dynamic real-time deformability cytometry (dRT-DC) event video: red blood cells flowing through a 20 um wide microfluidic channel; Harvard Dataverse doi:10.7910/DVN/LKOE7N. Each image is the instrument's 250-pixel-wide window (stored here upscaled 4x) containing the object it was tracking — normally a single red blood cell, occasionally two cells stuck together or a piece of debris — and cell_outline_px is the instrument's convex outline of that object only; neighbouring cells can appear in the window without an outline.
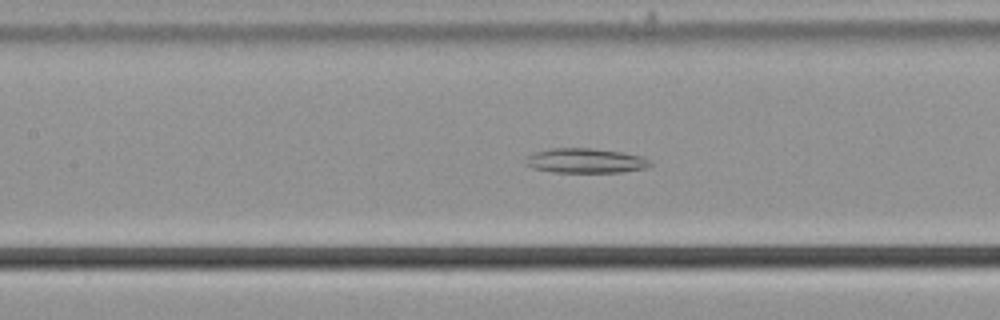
{"species": "common noctule bat (a hibernating species)", "species_latin": "Nyctalus noctula", "temperature_condition": "cold", "stored_images_in_passage": 49, "camera_frame_rate_fps": 3000, "um_per_image_px": 0.085, "animal": {"sex": "male", "body_mass_g": 21.5, "forearm_length_mm": 52.0}, "frame": {"image": 1, "passage_image": 19, "time_ms": 6.0, "image_size_px": [1000, 320], "cell_outline_px": [[652, 164], [644, 168], [620, 172], [552, 172], [532, 168], [524, 164], [524, 160], [528, 156], [536, 152], [552, 148], [592, 148], [620, 152], [644, 156]], "centroid_in_image_um": [49.73, 13.66], "position_along_channel_um": 157.7, "area_um2": 17.86}}
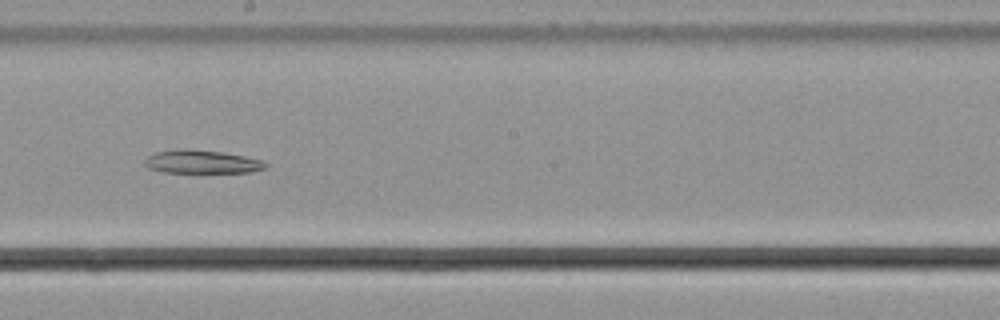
{"frame": {"image": 2, "passage_image": 25, "time_ms": 8.0, "image_size_px": [1000, 320], "cell_outline_px": [[268, 164], [264, 168], [252, 172], [164, 172], [148, 168], [144, 164], [144, 160], [148, 156], [156, 152], [184, 148], [224, 152], [244, 156], [260, 160]], "centroid_in_image_um": [17.13, 13.75], "position_along_channel_um": 231.1, "area_um2": 16.3}}
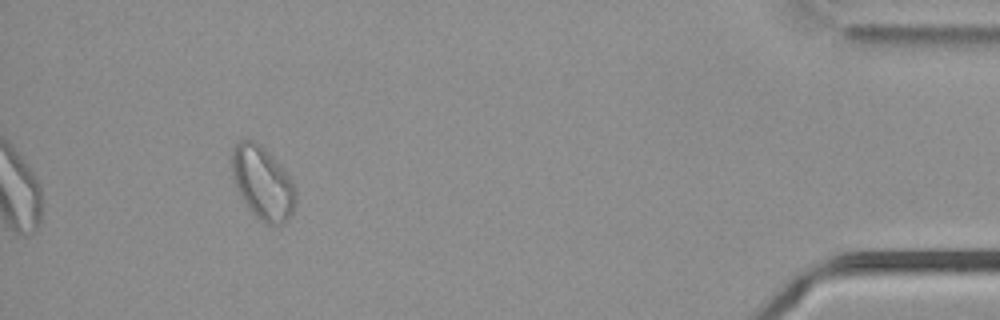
{"frame": {"image": 3, "passage_image": 45, "time_ms": 14.667, "image_size_px": [1000, 320], "cell_outline_px": [[296, 200], [292, 212], [288, 220], [276, 228], [260, 220], [252, 212], [240, 196], [232, 176], [232, 144], [240, 140], [256, 140], [284, 168], [292, 180], [296, 188]], "centroid_in_image_um": [22.33, 15.55], "position_along_channel_um": 412.9, "area_um2": 27.51}, "authors_computed_cell_mechanics": {"area_um2": 22.3108, "velocity_mm_per_s": 3.6809, "shape_relaxation_time_tau1_ms": null, "shape_relaxation_time_tau2_ms": 3.258, "deformation_change_tau1": null, "deformation_change_tau2": 0.0749}}